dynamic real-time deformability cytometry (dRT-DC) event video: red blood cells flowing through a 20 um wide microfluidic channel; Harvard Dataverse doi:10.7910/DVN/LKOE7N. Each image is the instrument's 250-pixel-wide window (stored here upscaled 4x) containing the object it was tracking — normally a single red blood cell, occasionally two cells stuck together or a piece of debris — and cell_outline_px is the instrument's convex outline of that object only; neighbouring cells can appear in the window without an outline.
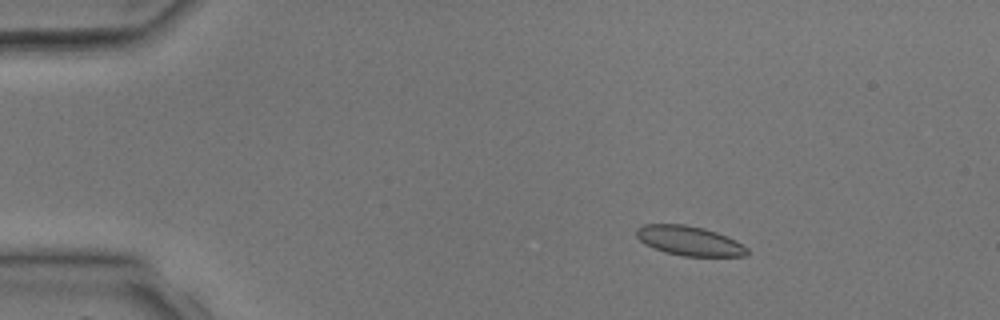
{"species": "common noctule bat (a hibernating species)", "species_latin": "Nyctalus noctula", "temperature_condition": "room temperature", "stored_images_in_passage": 3, "camera_frame_rate_fps": 3000, "um_per_image_px": 0.085, "animal": {"sex": "male", "body_mass_g": 17.9, "forearm_length_mm": 54.2}, "frame": {"image": 1, "passage_image": 2, "time_ms": 1.0, "image_size_px": [1000, 320], "cell_outline_px": [[748, 252], [744, 256], [684, 256], [664, 252], [652, 248], [644, 244], [636, 236], [636, 228], [644, 224], [684, 224], [704, 228], [716, 232], [736, 240], [748, 248]], "centroid_in_image_um": [58.56, 20.46], "position_along_channel_um": 26.4, "area_um2": 19.13}}